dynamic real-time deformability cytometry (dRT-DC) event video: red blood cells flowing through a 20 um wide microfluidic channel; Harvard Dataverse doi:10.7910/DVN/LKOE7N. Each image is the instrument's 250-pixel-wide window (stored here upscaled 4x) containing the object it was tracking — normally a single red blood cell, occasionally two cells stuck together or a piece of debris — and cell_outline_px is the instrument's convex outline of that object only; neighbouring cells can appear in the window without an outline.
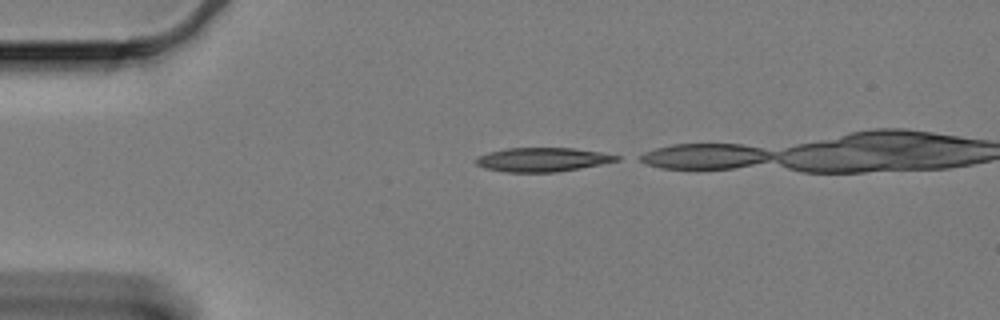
{"species": "Egyptian fruit bat (a non-hibernating species)", "species_latin": "Rousettus aegyptiacus", "temperature_condition": "cold", "stored_images_in_passage": 10, "camera_frame_rate_fps": 3000, "um_per_image_px": 0.085, "animal": {"sex": "female"}, "frame": {"image": 1, "passage_image": 1, "time_ms": 0.0, "image_size_px": [1000, 320], "cell_outline_px": [[620, 160], [580, 168], [556, 172], [504, 172], [484, 168], [476, 164], [476, 156], [488, 152], [508, 148], [576, 148], [600, 152], [620, 156]], "centroid_in_image_um": [46.08, 13.56], "position_along_channel_um": 38.9, "area_um2": 19.65}}
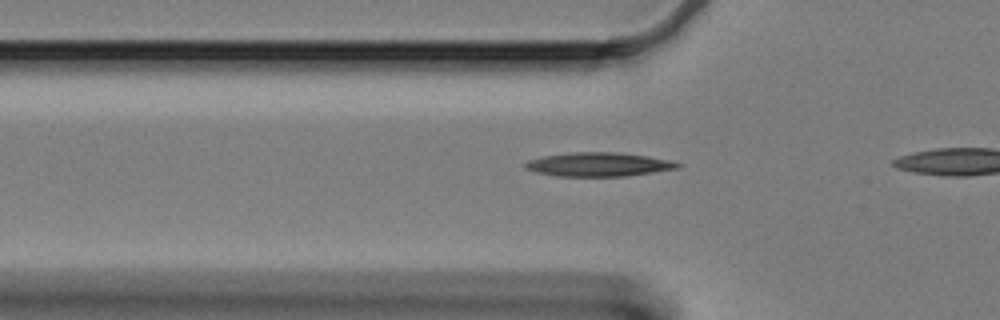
{"frame": {"image": 2, "passage_image": 7, "time_ms": 2.0, "image_size_px": [1000, 320], "cell_outline_px": [[684, 164], [680, 168], [628, 176], [556, 176], [536, 172], [524, 168], [524, 164], [528, 160], [544, 156], [568, 152], [616, 152], [648, 156], [672, 160]], "centroid_in_image_um": [50.92, 13.97], "position_along_channel_um": 74.9, "area_um2": 21.44}}